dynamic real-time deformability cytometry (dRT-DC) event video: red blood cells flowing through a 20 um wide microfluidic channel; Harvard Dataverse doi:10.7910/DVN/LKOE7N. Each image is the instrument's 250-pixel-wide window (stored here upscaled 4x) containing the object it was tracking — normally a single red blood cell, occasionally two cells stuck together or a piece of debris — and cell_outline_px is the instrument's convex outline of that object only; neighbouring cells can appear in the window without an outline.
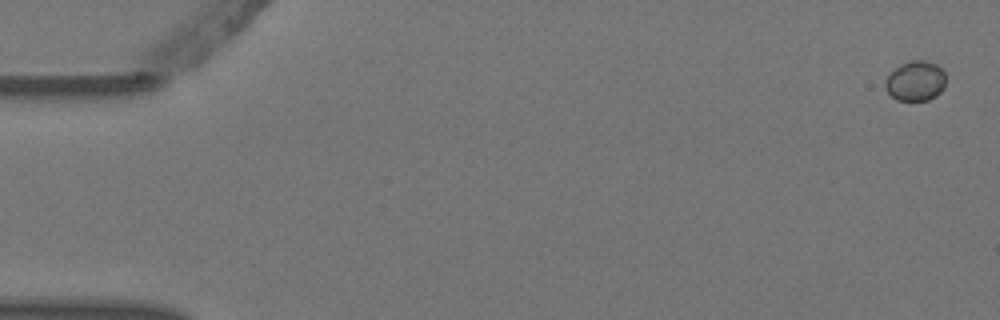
{"species": "Egyptian fruit bat (a non-hibernating species)", "species_latin": "Rousettus aegyptiacus", "temperature_condition": "warm", "stored_images_in_passage": 5, "camera_frame_rate_fps": 3000, "um_per_image_px": 0.085, "animal": {"sex": "female"}, "frame": {"image": 1, "passage_image": 1, "time_ms": 0.0, "image_size_px": [1000, 320], "cell_outline_px": [[944, 88], [936, 96], [928, 100], [896, 100], [884, 88], [884, 84], [888, 76], [900, 64], [908, 60], [924, 60], [936, 64], [944, 72]], "centroid_in_image_um": [77.81, 6.88], "position_along_channel_um": 7.2, "area_um2": 14.05}}
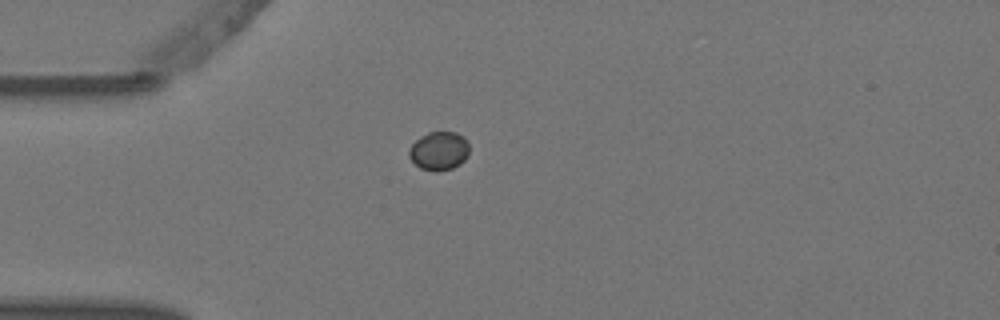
{"frame": {"image": 2, "passage_image": 5, "time_ms": 1.333, "image_size_px": [1000, 320], "cell_outline_px": [[468, 156], [460, 164], [452, 168], [420, 168], [408, 156], [408, 152], [412, 144], [420, 136], [428, 132], [456, 132], [464, 136], [468, 144]], "centroid_in_image_um": [37.33, 12.77], "position_along_channel_um": 47.7, "area_um2": 13.12}}